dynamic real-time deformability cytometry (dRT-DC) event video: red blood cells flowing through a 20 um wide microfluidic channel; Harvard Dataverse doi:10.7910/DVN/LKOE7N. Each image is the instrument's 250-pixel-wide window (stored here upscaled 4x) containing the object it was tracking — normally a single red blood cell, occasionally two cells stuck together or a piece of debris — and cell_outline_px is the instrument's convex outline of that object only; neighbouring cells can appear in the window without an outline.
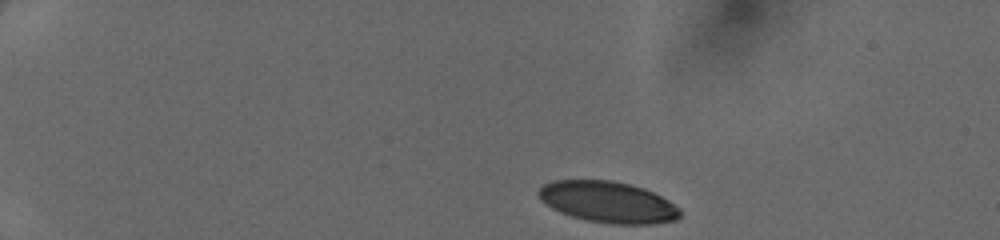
{"species": "human", "species_latin": "Homo sapiens", "temperature_condition": "cold", "stored_images_in_passage": 37, "camera_frame_rate_fps": 3000, "um_per_image_px": 0.085, "donor": {"sex": "female"}, "frame": {"image": 1, "passage_image": 1, "time_ms": 0.0, "image_size_px": [1000, 240], "cell_outline_px": [[680, 216], [676, 220], [648, 224], [616, 224], [588, 220], [572, 216], [552, 208], [540, 200], [536, 192], [544, 184], [552, 180], [612, 180], [644, 188], [668, 200], [680, 208]], "centroid_in_image_um": [51.66, 17.16], "position_along_channel_um": 33.3, "area_um2": 33.81}}
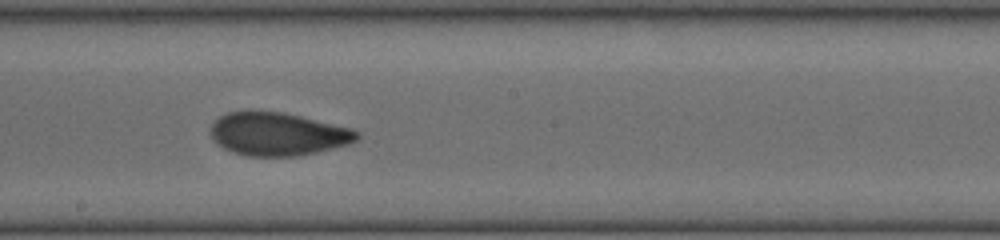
{"frame": {"image": 2, "passage_image": 21, "time_ms": 6.667, "image_size_px": [1000, 240], "cell_outline_px": [[360, 136], [356, 140], [348, 144], [316, 152], [296, 156], [248, 156], [232, 152], [216, 144], [212, 140], [208, 132], [212, 124], [220, 116], [228, 112], [284, 112], [352, 128], [360, 132]], "centroid_in_image_um": [23.59, 11.4], "position_along_channel_um": 224.6, "area_um2": 36.7}}
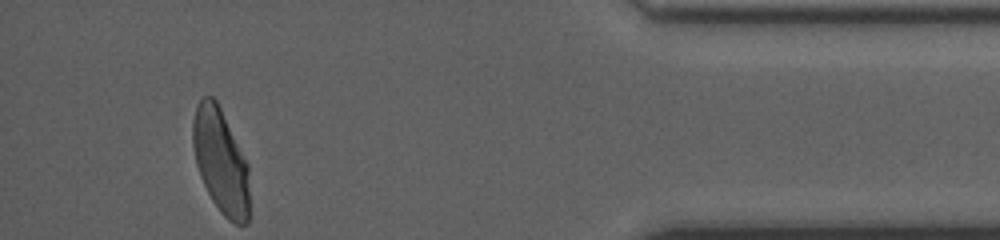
{"frame": {"image": 3, "passage_image": 37, "time_ms": 12.0, "image_size_px": [1000, 240], "cell_outline_px": [[248, 224], [236, 224], [228, 220], [220, 212], [212, 200], [200, 176], [196, 164], [192, 140], [192, 124], [196, 104], [200, 96], [212, 96], [216, 100], [248, 164]], "centroid_in_image_um": [18.73, 13.68], "position_along_channel_um": 416.5, "area_um2": 34.39}}